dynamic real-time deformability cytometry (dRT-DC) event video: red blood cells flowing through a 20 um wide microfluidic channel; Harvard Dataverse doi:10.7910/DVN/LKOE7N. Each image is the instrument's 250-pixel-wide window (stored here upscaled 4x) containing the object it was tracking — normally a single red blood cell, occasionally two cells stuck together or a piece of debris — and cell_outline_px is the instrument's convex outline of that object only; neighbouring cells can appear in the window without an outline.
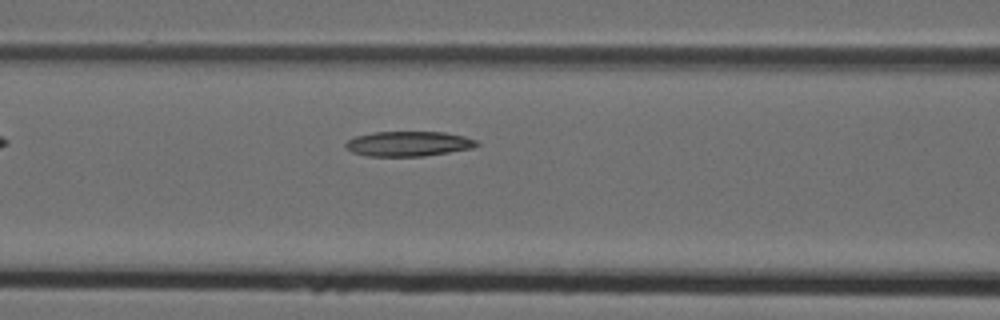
{"species": "Egyptian fruit bat (a non-hibernating species)", "species_latin": "Rousettus aegyptiacus", "temperature_condition": "cold", "stored_images_in_passage": 5, "camera_frame_rate_fps": 3000, "um_per_image_px": 0.085, "animal": {"sex": "female"}, "frame": {"image": 1, "passage_image": 5, "time_ms": 1.333, "image_size_px": [1000, 320], "cell_outline_px": [[480, 144], [472, 148], [424, 156], [368, 156], [352, 152], [344, 148], [344, 144], [348, 140], [356, 136], [372, 132], [444, 132], [464, 136], [476, 140]], "centroid_in_image_um": [34.69, 12.22], "position_along_channel_um": 131.9, "area_um2": 19.07}}